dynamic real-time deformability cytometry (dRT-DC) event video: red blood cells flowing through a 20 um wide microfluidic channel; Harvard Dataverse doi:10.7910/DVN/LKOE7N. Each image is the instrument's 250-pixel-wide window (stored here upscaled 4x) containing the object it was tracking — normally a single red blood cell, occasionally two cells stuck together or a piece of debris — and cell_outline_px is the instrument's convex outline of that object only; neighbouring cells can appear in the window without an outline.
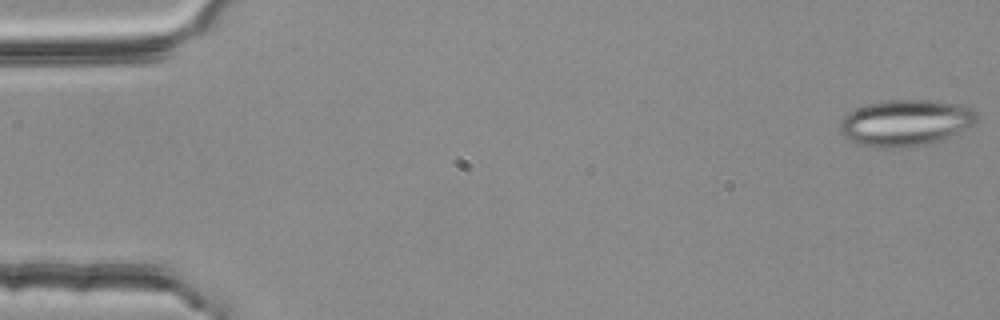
{"species": "common noctule bat (a hibernating species)", "species_latin": "Nyctalus noctula", "temperature_condition": "room temperature", "stored_images_in_passage": 54, "camera_frame_rate_fps": 3000, "um_per_image_px": 0.085, "animal": {"sex": "female", "body_mass_g": 25.1}, "frame": {"image": 1, "passage_image": 1, "time_ms": 0.0, "image_size_px": [1000, 320], "cell_outline_px": [[980, 116], [976, 124], [916, 148], [876, 148], [860, 144], [844, 136], [840, 132], [840, 120], [844, 116], [856, 108], [868, 104], [888, 100], [936, 100], [960, 104], [976, 108]], "centroid_in_image_um": [77.02, 10.43], "position_along_channel_um": 8.0, "area_um2": 37.22}}
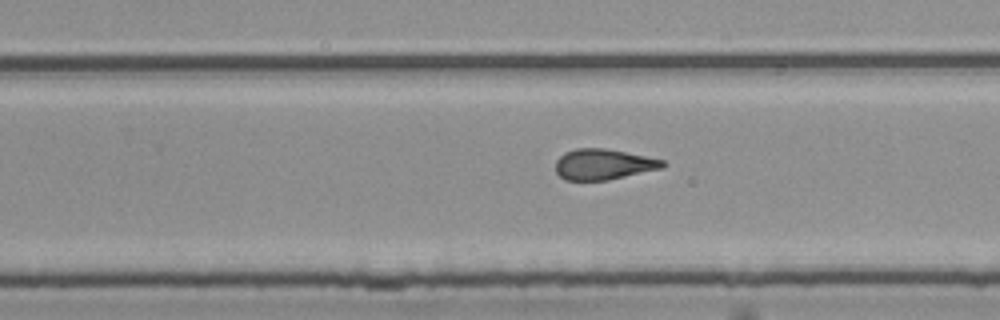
{"frame": {"image": 2, "passage_image": 34, "time_ms": 11.0, "image_size_px": [1000, 320], "cell_outline_px": [[668, 164], [664, 168], [608, 180], [564, 180], [556, 172], [556, 160], [564, 152], [576, 148], [604, 148], [664, 160]], "centroid_in_image_um": [51.3, 13.97], "position_along_channel_um": 278.5, "area_um2": 19.19}}
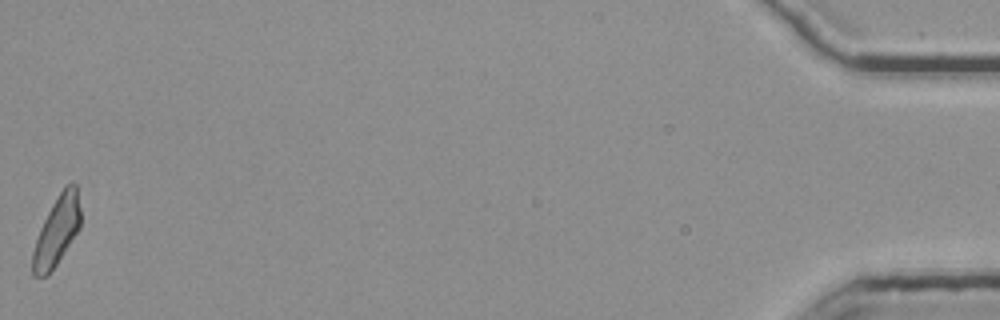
{"frame": {"image": 3, "passage_image": 54, "time_ms": 17.667, "image_size_px": [1000, 320], "cell_outline_px": [[80, 228], [56, 264], [44, 276], [32, 276], [32, 252], [40, 228], [52, 204], [60, 192], [68, 184], [76, 184], [80, 208]], "centroid_in_image_um": [4.82, 19.63], "position_along_channel_um": 430.4, "area_um2": 18.79}, "authors_computed_cell_mechanics": {"area_um2": 20.3456, "velocity_mm_per_s": 3.7978, "shape_relaxation_time_tau1_ms": null, "shape_relaxation_time_tau2_ms": 2.3524, "deformation_change_tau1": null, "deformation_change_tau2": 0.1228}}